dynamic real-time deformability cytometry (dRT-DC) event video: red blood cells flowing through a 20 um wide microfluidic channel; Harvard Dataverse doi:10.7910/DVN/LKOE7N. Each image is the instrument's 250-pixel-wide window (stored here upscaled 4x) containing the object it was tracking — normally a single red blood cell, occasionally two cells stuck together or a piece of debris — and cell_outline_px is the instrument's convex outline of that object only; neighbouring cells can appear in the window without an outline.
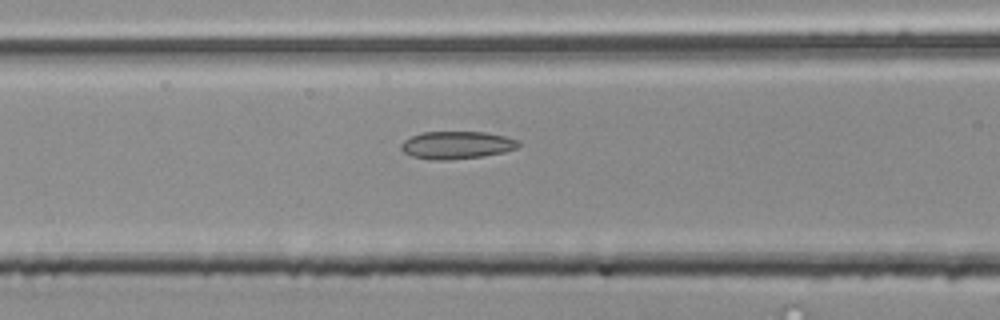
{"species": "common noctule bat (a hibernating species)", "species_latin": "Nyctalus noctula", "temperature_condition": "room temperature", "stored_images_in_passage": 39, "camera_frame_rate_fps": 3000, "um_per_image_px": 0.085, "animal": {"sex": "male", "body_mass_g": 20.4}, "frame": {"image": 1, "passage_image": 7, "time_ms": 2.0, "image_size_px": [1000, 320], "cell_outline_px": [[520, 144], [516, 148], [504, 152], [480, 156], [448, 160], [432, 160], [412, 156], [404, 152], [400, 148], [400, 144], [404, 140], [420, 132], [488, 132], [520, 140]], "centroid_in_image_um": [38.81, 12.32], "position_along_channel_um": 127.8, "area_um2": 18.9}}
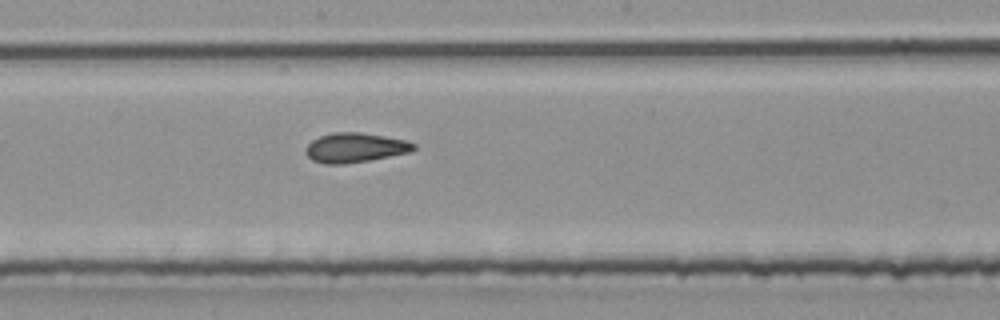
{"frame": {"image": 2, "passage_image": 14, "time_ms": 4.333, "image_size_px": [1000, 320], "cell_outline_px": [[416, 148], [412, 152], [368, 160], [344, 164], [324, 164], [312, 160], [304, 152], [304, 148], [312, 140], [320, 136], [336, 132], [360, 132], [384, 136], [404, 140], [416, 144]], "centroid_in_image_um": [30.16, 12.55], "position_along_channel_um": 218.0, "area_um2": 18.61}}
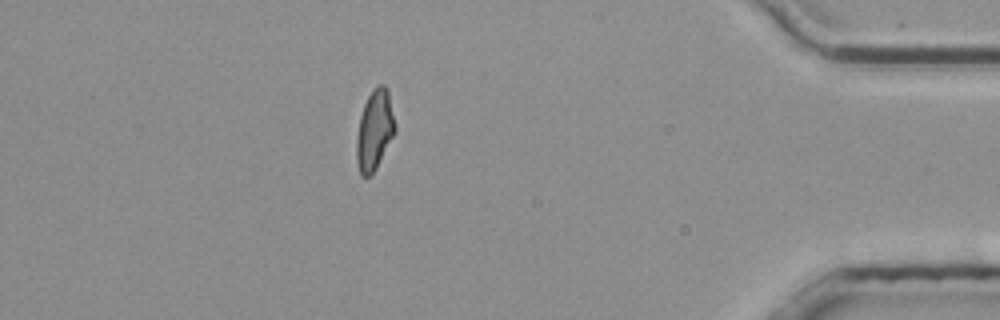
{"frame": {"image": 3, "passage_image": 32, "time_ms": 10.333, "image_size_px": [1000, 320], "cell_outline_px": [[396, 132], [376, 168], [368, 176], [360, 176], [356, 160], [356, 140], [360, 116], [364, 104], [372, 88], [376, 84], [384, 84], [388, 88], [396, 124]], "centroid_in_image_um": [31.85, 11.02], "position_along_channel_um": 403.3, "area_um2": 18.26}, "authors_computed_cell_mechanics": {"area_um2": 18.0914, "velocity_mm_per_s": 3.8607, "shape_relaxation_time_tau1_ms": null, "shape_relaxation_time_tau2_ms": 2.7791, "deformation_change_tau1": null, "deformation_change_tau2": 0.1076}}